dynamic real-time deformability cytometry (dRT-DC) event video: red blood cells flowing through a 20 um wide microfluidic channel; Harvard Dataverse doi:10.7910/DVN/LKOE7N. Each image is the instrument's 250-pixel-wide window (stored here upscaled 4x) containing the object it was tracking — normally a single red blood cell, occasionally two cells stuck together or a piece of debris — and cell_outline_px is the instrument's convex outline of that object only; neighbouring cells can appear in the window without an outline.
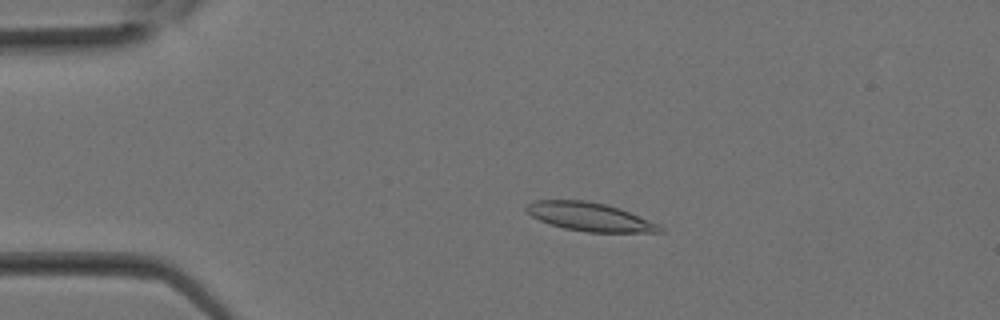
{"species": "Egyptian fruit bat (a non-hibernating species)", "species_latin": "Rousettus aegyptiacus", "temperature_condition": "room temperature", "stored_images_in_passage": 32, "camera_frame_rate_fps": 3000, "um_per_image_px": 0.085, "animal": {"sex": "female"}, "frame": {"image": 1, "passage_image": 7, "time_ms": 2.0, "image_size_px": [1000, 320], "cell_outline_px": [[664, 232], [588, 232], [564, 228], [540, 220], [532, 216], [524, 208], [532, 200], [588, 200], [620, 208], [656, 224]], "centroid_in_image_um": [50.06, 18.41], "position_along_channel_um": 34.9, "area_um2": 21.73}}
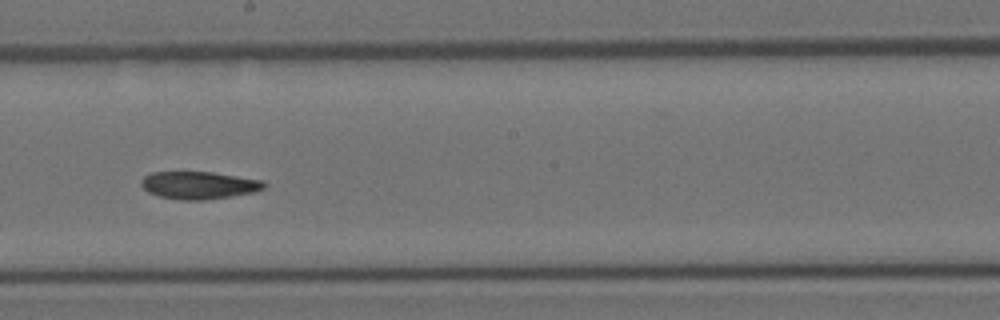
{"frame": {"image": 2, "passage_image": 18, "time_ms": 5.667, "image_size_px": [1000, 320], "cell_outline_px": [[268, 184], [264, 188], [252, 192], [204, 200], [180, 200], [160, 196], [148, 192], [140, 184], [140, 180], [144, 176], [152, 172], [212, 172], [264, 180]], "centroid_in_image_um": [16.9, 15.73], "position_along_channel_um": 231.3, "area_um2": 19.65}}
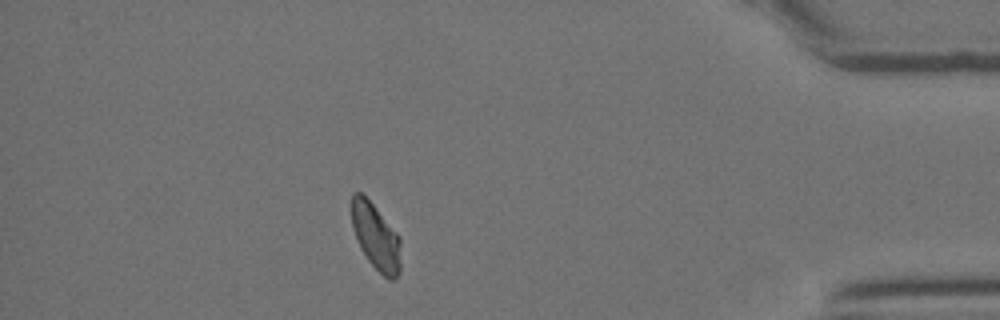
{"frame": {"image": 3, "passage_image": 28, "time_ms": 9.0, "image_size_px": [1000, 320], "cell_outline_px": [[400, 272], [396, 280], [388, 280], [368, 260], [360, 248], [352, 228], [352, 192], [360, 192], [372, 204], [400, 236]], "centroid_in_image_um": [31.96, 20.16], "position_along_channel_um": 403.2, "area_um2": 18.84}}